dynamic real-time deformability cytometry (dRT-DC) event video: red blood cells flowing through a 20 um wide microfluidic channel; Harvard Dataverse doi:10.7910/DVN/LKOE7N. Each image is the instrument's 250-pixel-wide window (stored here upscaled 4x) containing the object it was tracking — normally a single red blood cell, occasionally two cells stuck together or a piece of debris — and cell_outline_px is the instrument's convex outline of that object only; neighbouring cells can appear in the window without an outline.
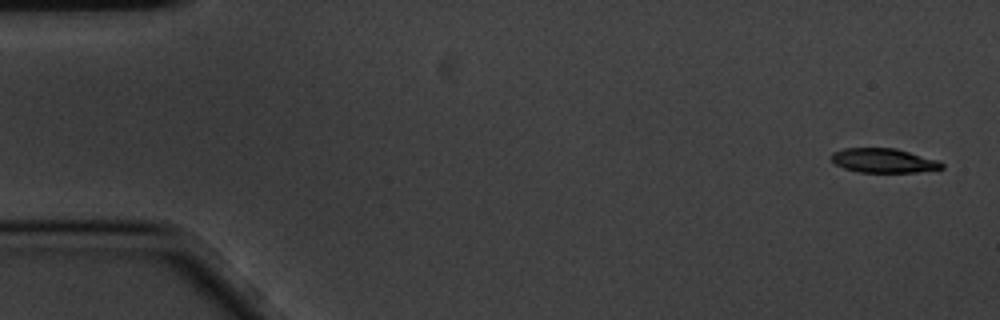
{"species": "common noctule bat (a hibernating species)", "species_latin": "Nyctalus noctula", "temperature_condition": "cold", "stored_images_in_passage": 15, "camera_frame_rate_fps": 3000, "um_per_image_px": 0.085, "animal": {"sex": "male", "body_mass_g": 20.1, "forearm_length_mm": 53.5}, "frame": {"image": 1, "passage_image": 1, "time_ms": 0.0, "image_size_px": [1000, 320], "cell_outline_px": [[944, 168], [916, 172], [860, 172], [844, 168], [836, 164], [832, 160], [832, 152], [844, 148], [896, 148], [940, 160], [944, 164]], "centroid_in_image_um": [75.15, 13.64], "position_along_channel_um": 9.9, "area_um2": 15.66}}
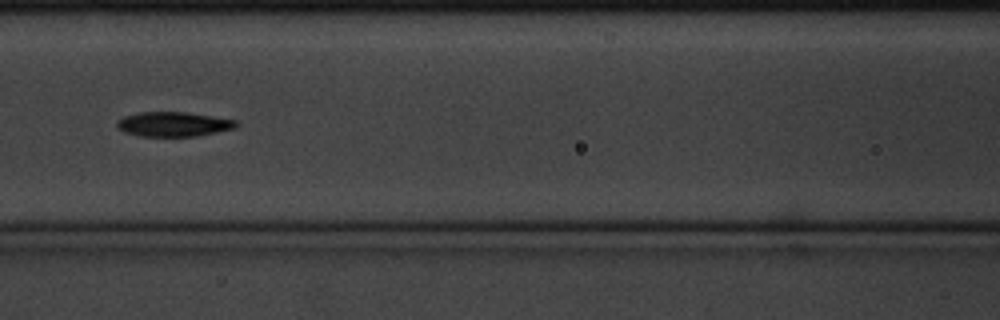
{"frame": {"image": 2, "passage_image": 7, "time_ms": 2.0, "image_size_px": [1000, 320], "cell_outline_px": [[240, 124], [236, 128], [196, 136], [140, 136], [124, 132], [116, 124], [116, 120], [124, 116], [140, 112], [188, 112], [236, 120]], "centroid_in_image_um": [14.76, 10.55], "position_along_channel_um": 151.8, "area_um2": 17.11}}
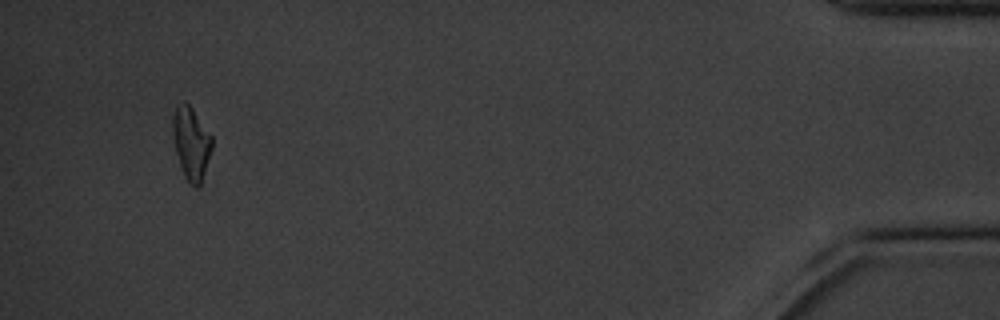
{"frame": {"image": 3, "passage_image": 15, "time_ms": 4.667, "image_size_px": [1000, 320], "cell_outline_px": [[212, 148], [200, 188], [196, 188], [184, 176], [176, 152], [172, 132], [172, 116], [176, 104], [184, 100], [192, 108], [212, 136]], "centroid_in_image_um": [16.24, 12.14], "position_along_channel_um": 419.0, "area_um2": 16.65}}